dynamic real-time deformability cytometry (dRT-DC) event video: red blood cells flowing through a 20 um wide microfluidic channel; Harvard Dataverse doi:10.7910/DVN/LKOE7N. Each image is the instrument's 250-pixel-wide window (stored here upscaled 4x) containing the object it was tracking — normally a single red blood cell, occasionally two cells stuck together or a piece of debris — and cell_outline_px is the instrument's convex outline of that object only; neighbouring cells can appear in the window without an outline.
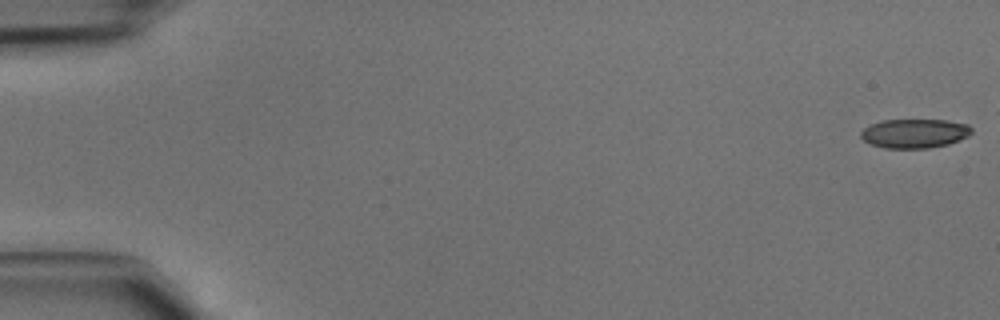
{"species": "common noctule bat (a hibernating species)", "species_latin": "Nyctalus noctula", "temperature_condition": "cold", "stored_images_in_passage": 41, "camera_frame_rate_fps": 3000, "um_per_image_px": 0.085, "animal": {"sex": "male", "body_mass_g": 15.6}, "frame": {"image": 1, "passage_image": 1, "time_ms": 0.0, "image_size_px": [1000, 320], "cell_outline_px": [[972, 132], [968, 136], [948, 144], [928, 148], [884, 148], [872, 144], [864, 140], [860, 136], [860, 132], [864, 128], [880, 120], [944, 120], [968, 124], [972, 128]], "centroid_in_image_um": [77.73, 11.34], "position_along_channel_um": 7.3, "area_um2": 18.73}}
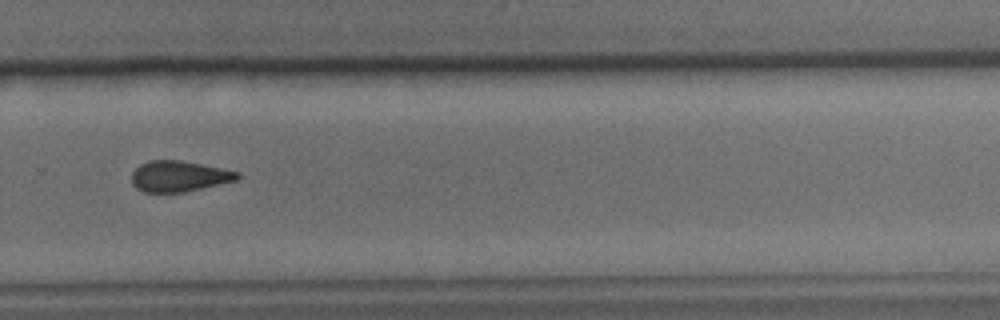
{"frame": {"image": 2, "passage_image": 32, "time_ms": 10.333, "image_size_px": [1000, 320], "cell_outline_px": [[240, 176], [236, 180], [184, 192], [144, 192], [136, 188], [132, 184], [132, 172], [140, 164], [148, 160], [180, 160], [240, 172]], "centroid_in_image_um": [15.18, 14.98], "position_along_channel_um": 314.6, "area_um2": 18.84}}
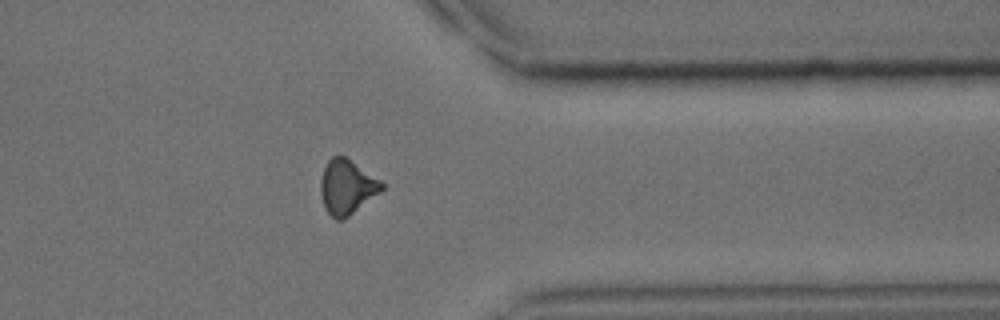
{"frame": {"image": 3, "passage_image": 37, "time_ms": 12.0, "image_size_px": [1000, 320], "cell_outline_px": [[384, 188], [380, 192], [348, 216], [340, 220], [336, 220], [324, 208], [320, 192], [320, 180], [324, 168], [328, 160], [332, 156], [344, 156], [380, 180], [384, 184]], "centroid_in_image_um": [29.46, 15.89], "position_along_channel_um": 381.9, "area_um2": 19.13}}